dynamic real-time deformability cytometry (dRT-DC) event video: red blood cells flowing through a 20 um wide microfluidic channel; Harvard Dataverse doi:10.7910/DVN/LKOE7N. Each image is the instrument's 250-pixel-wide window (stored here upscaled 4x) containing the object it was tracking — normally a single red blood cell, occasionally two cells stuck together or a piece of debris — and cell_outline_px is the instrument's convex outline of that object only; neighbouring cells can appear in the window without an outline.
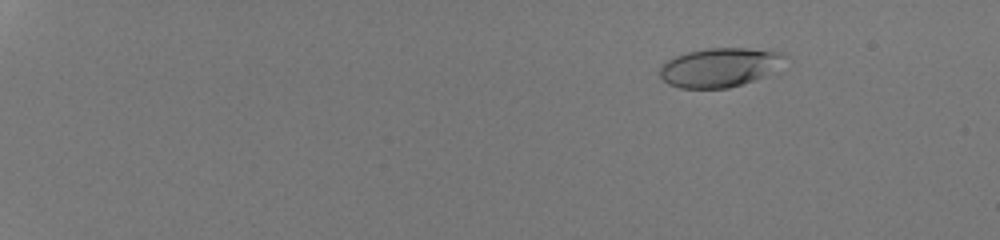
{"species": "human", "species_latin": "Homo sapiens", "temperature_condition": "room temperature", "stored_images_in_passage": 55, "camera_frame_rate_fps": 3000, "um_per_image_px": 0.085, "donor": {"sex": "male"}, "frame": {"image": 1, "passage_image": 10, "time_ms": 3.0, "image_size_px": [1000, 240], "cell_outline_px": [[788, 56], [760, 76], [752, 80], [728, 88], [680, 88], [668, 84], [660, 76], [660, 64], [676, 56], [688, 52], [708, 48], [748, 48], [780, 52]], "centroid_in_image_um": [61.05, 5.72], "position_along_channel_um": 24.0, "area_um2": 27.63}}
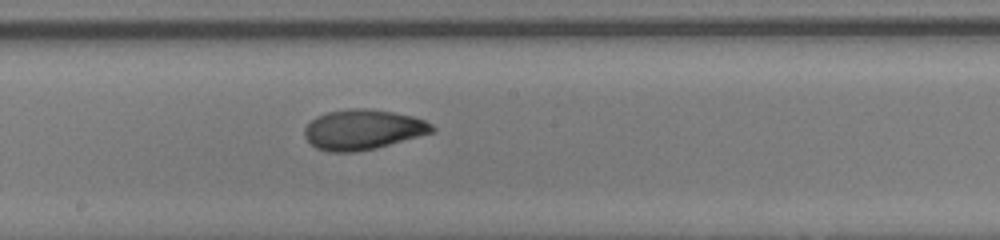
{"frame": {"image": 2, "passage_image": 36, "time_ms": 11.667, "image_size_px": [1000, 240], "cell_outline_px": [[436, 132], [376, 148], [356, 152], [328, 152], [316, 148], [304, 136], [304, 128], [316, 116], [328, 112], [352, 108], [368, 108], [392, 112], [412, 116], [424, 120], [432, 124], [436, 128]], "centroid_in_image_um": [30.87, 11.02], "position_along_channel_um": 217.3, "area_um2": 29.94}}
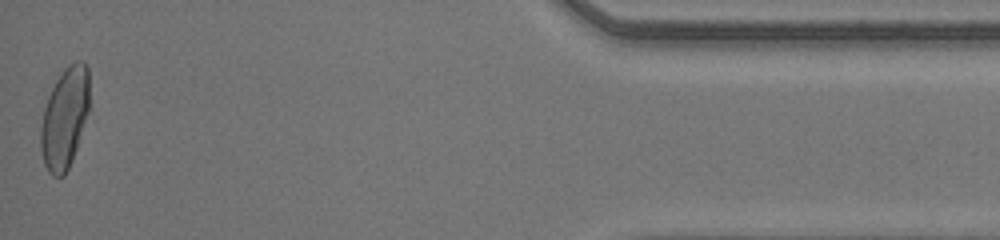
{"frame": {"image": 3, "passage_image": 55, "time_ms": 18.0, "image_size_px": [1000, 240], "cell_outline_px": [[88, 112], [72, 160], [64, 176], [52, 176], [48, 172], [44, 164], [40, 148], [40, 128], [44, 108], [48, 96], [56, 80], [64, 68], [68, 64], [76, 60], [80, 60], [88, 64]], "centroid_in_image_um": [5.48, 10.01], "position_along_channel_um": 429.7, "area_um2": 28.55}, "authors_computed_cell_mechanics": {"area_um2": 28.4954, "velocity_mm_per_s": 4.2655, "shape_relaxation_time_tau1_ms": 3.9948, "shape_relaxation_time_tau2_ms": 1.1315, "deformation_change_tau1": 0.1642, "deformation_change_tau2": 0.0604}}